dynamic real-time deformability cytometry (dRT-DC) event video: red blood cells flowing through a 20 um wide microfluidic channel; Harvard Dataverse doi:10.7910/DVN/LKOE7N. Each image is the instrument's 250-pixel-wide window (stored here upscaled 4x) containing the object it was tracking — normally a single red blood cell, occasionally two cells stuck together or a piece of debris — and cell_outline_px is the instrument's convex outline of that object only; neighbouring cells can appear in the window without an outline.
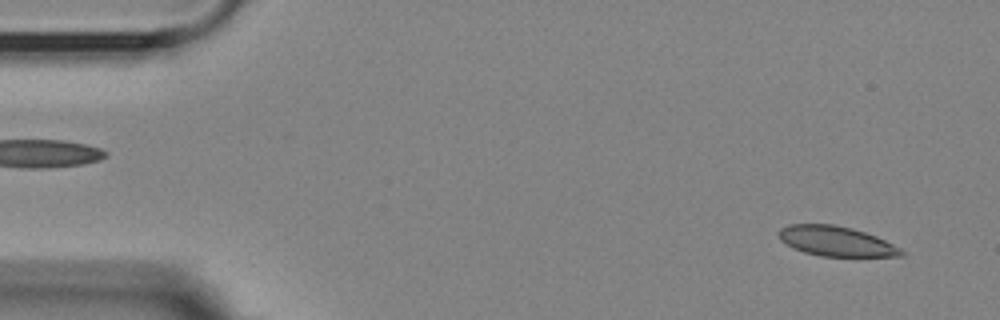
{"species": "Egyptian fruit bat (a non-hibernating species)", "species_latin": "Rousettus aegyptiacus", "temperature_condition": "room temperature", "stored_images_in_passage": 14, "camera_frame_rate_fps": 3000, "um_per_image_px": 0.085, "animal": {"sex": "female"}, "frame": {"image": 1, "passage_image": 2, "time_ms": 0.333, "image_size_px": [1000, 320], "cell_outline_px": [[904, 256], [820, 256], [804, 252], [792, 248], [780, 240], [776, 232], [780, 228], [788, 224], [832, 224], [852, 228], [876, 236], [900, 248], [904, 252]], "centroid_in_image_um": [71.01, 20.49], "position_along_channel_um": 14.0, "area_um2": 21.39}}